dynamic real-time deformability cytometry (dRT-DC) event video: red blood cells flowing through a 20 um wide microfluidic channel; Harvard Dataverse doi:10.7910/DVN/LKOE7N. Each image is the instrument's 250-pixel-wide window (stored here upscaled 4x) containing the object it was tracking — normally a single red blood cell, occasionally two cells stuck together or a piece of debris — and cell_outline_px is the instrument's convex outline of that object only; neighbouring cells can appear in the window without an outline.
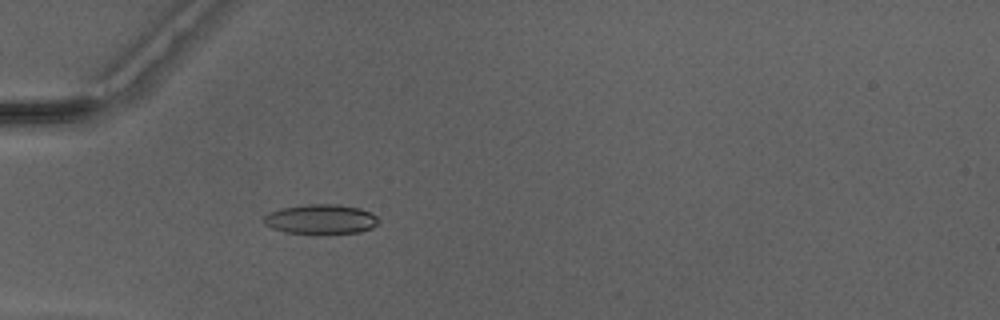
{"species": "Egyptian fruit bat (a non-hibernating species)", "species_latin": "Rousettus aegyptiacus", "temperature_condition": "warm", "stored_images_in_passage": 51, "camera_frame_rate_fps": 3000, "um_per_image_px": 0.085, "animal": {"sex": "male"}, "frame": {"image": 1, "passage_image": 17, "time_ms": 5.333, "image_size_px": [1000, 320], "cell_outline_px": [[380, 220], [372, 228], [360, 232], [328, 236], [284, 232], [272, 228], [264, 224], [264, 216], [268, 212], [280, 208], [304, 204], [336, 204], [360, 208], [372, 212]], "centroid_in_image_um": [27.28, 18.66], "position_along_channel_um": 57.7, "area_um2": 20.69}}
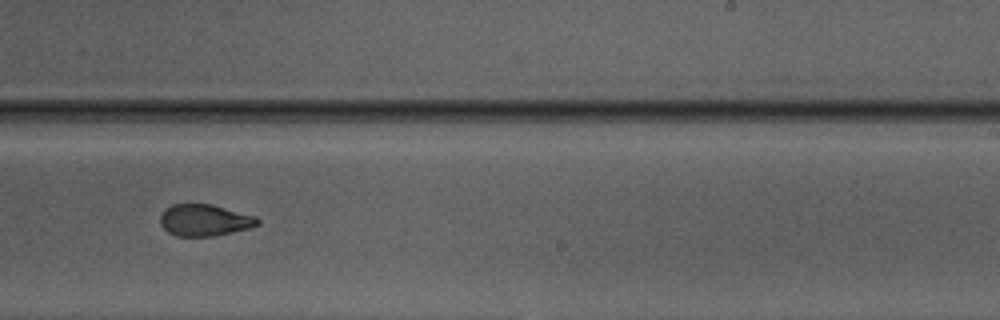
{"frame": {"image": 2, "passage_image": 33, "time_ms": 10.667, "image_size_px": [1000, 320], "cell_outline_px": [[260, 224], [248, 228], [216, 236], [176, 236], [168, 232], [160, 224], [160, 216], [164, 208], [172, 204], [212, 204], [256, 216], [260, 220]], "centroid_in_image_um": [17.38, 18.71], "position_along_channel_um": 271.6, "area_um2": 18.09}}
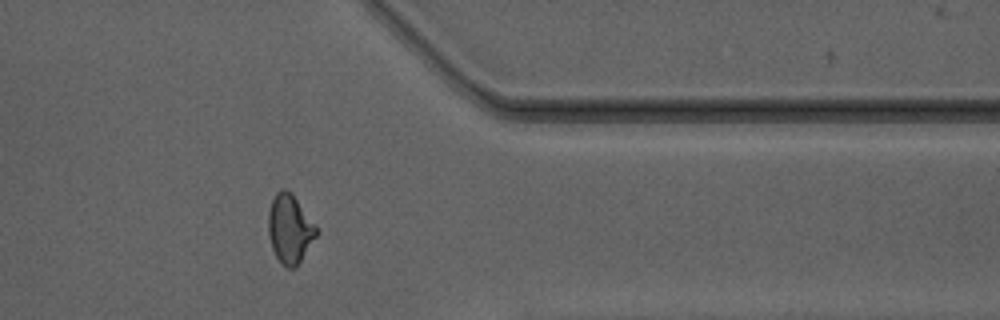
{"frame": {"image": 3, "passage_image": 42, "time_ms": 13.667, "image_size_px": [1000, 320], "cell_outline_px": [[320, 232], [296, 268], [288, 268], [280, 264], [272, 248], [268, 232], [268, 212], [272, 200], [276, 192], [280, 188], [284, 188], [296, 200], [316, 224]], "centroid_in_image_um": [24.65, 19.5], "position_along_channel_um": 386.8, "area_um2": 19.36}, "authors_computed_cell_mechanics": {"area_um2": 19.074, "velocity_mm_per_s": 4.174, "shape_relaxation_time_tau1_ms": 10.1796, "shape_relaxation_time_tau2_ms": 1.4929, "deformation_change_tau1": 0.2562, "deformation_change_tau2": 0.0602}}